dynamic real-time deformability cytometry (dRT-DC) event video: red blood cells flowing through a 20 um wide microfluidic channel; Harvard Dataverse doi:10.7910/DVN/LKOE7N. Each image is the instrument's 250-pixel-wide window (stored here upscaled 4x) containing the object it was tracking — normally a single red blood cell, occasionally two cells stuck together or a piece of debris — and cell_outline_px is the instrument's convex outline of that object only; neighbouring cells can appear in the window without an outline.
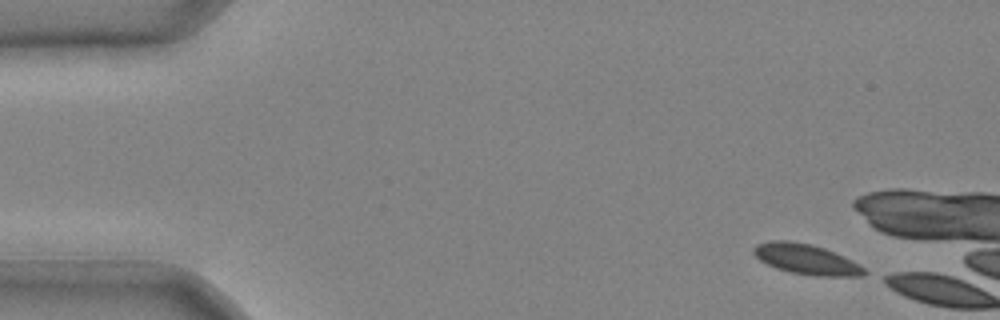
{"species": "common noctule bat (a hibernating species)", "species_latin": "Nyctalus noctula", "temperature_condition": "cold", "stored_images_in_passage": 11, "camera_frame_rate_fps": 3000, "um_per_image_px": 0.085, "animal": {"sex": "male", "body_mass_g": 20.4}, "frame": {"image": 1, "passage_image": 1, "time_ms": 0.0, "image_size_px": [1000, 320], "cell_outline_px": [[868, 272], [864, 276], [816, 276], [792, 272], [776, 268], [760, 260], [752, 252], [752, 248], [756, 244], [772, 240], [788, 240], [812, 244], [824, 248], [852, 260], [860, 264]], "centroid_in_image_um": [68.54, 22.03], "position_along_channel_um": 16.5, "area_um2": 19.54}}